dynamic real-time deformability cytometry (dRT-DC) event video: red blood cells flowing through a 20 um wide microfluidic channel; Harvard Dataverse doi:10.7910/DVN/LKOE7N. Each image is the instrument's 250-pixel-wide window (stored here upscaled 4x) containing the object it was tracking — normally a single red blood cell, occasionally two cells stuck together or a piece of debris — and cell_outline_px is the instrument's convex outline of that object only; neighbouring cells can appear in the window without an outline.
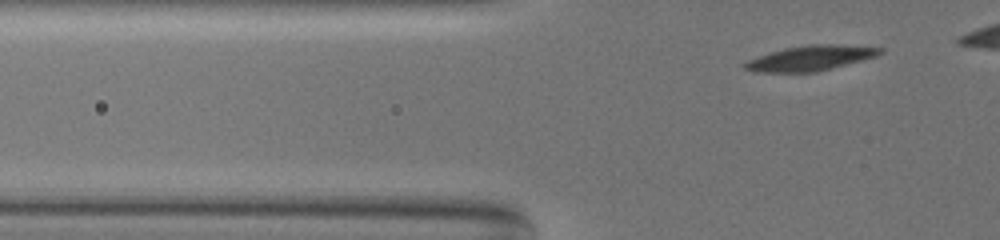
{"species": "common noctule bat (a hibernating species)", "species_latin": "Nyctalus noctula", "temperature_condition": "warm", "stored_images_in_passage": 40, "camera_frame_rate_fps": 3000, "um_per_image_px": 0.085, "animal": {"sex": "female", "body_mass_g": 19.5, "forearm_length_mm": 54.1}, "frame": {"image": 1, "passage_image": 6, "time_ms": 1.667, "image_size_px": [1000, 240], "cell_outline_px": [[880, 52], [876, 56], [816, 72], [756, 72], [744, 68], [740, 64], [748, 60], [772, 52], [788, 48], [812, 44], [820, 44], [880, 48]], "centroid_in_image_um": [68.79, 4.96], "position_along_channel_um": 57.0, "area_um2": 18.96}}
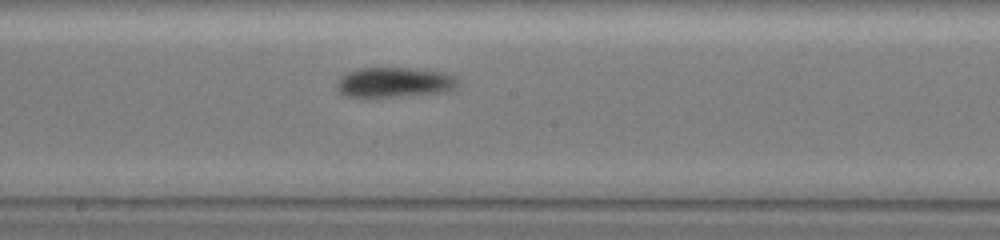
{"frame": {"image": 2, "passage_image": 21, "time_ms": 6.667, "image_size_px": [1000, 240], "cell_outline_px": [[460, 84], [452, 88], [440, 92], [392, 96], [348, 96], [340, 92], [336, 84], [348, 72], [360, 68], [416, 68], [444, 72], [456, 76]], "centroid_in_image_um": [33.57, 6.97], "position_along_channel_um": 214.6, "area_um2": 20.63}}
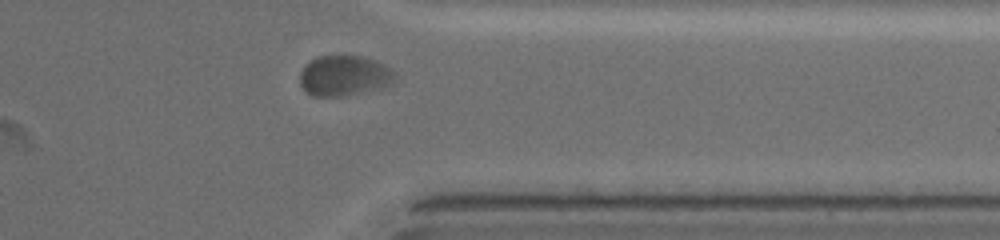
{"frame": {"image": 3, "passage_image": 35, "time_ms": 11.333, "image_size_px": [1000, 240], "cell_outline_px": [[392, 80], [384, 84], [360, 92], [344, 96], [312, 96], [300, 84], [300, 72], [308, 60], [316, 56], [360, 56], [376, 60], [388, 68], [392, 72]], "centroid_in_image_um": [29.12, 6.41], "position_along_channel_um": 382.3, "area_um2": 21.62}}